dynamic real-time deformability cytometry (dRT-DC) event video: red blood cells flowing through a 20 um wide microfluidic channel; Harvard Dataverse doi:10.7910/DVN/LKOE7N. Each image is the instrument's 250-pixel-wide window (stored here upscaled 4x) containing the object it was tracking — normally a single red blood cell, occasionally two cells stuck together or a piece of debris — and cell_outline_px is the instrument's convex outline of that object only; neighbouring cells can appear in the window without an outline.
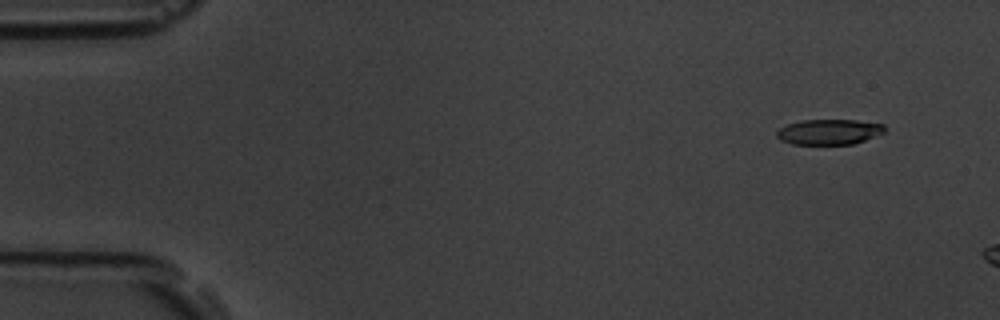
{"species": "common noctule bat (a hibernating species)", "species_latin": "Nyctalus noctula", "temperature_condition": "room temperature", "stored_images_in_passage": 3, "camera_frame_rate_fps": 3000, "um_per_image_px": 0.085, "animal": {"sex": "male", "body_mass_g": 19.5, "forearm_length_mm": 54.6}, "frame": {"image": 1, "passage_image": 1, "time_ms": 0.0, "image_size_px": [1000, 320], "cell_outline_px": [[884, 132], [864, 140], [852, 144], [792, 144], [780, 140], [776, 136], [776, 132], [780, 128], [788, 124], [804, 120], [856, 120], [884, 124]], "centroid_in_image_um": [70.45, 11.21], "position_along_channel_um": 14.6, "area_um2": 15.78}}